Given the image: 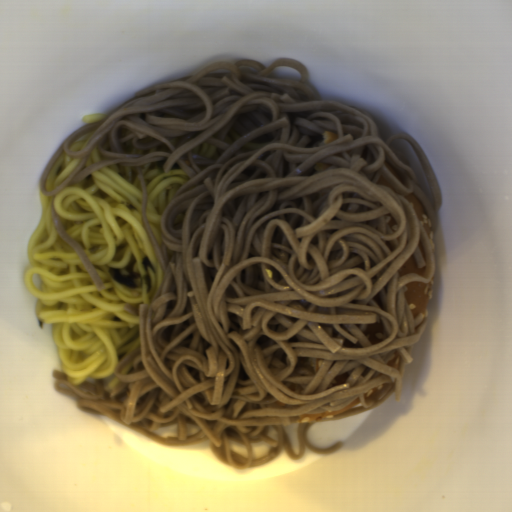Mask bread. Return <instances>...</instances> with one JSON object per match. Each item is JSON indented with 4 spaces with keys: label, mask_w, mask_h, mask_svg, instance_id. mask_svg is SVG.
<instances>
[{
    "label": "bread",
    "mask_w": 512,
    "mask_h": 512,
    "mask_svg": "<svg viewBox=\"0 0 512 512\" xmlns=\"http://www.w3.org/2000/svg\"><path fill=\"white\" fill-rule=\"evenodd\" d=\"M406 285L407 289L403 295L413 318L419 314L426 317L431 298L432 279L428 283L412 281Z\"/></svg>",
    "instance_id": "8d2b1439"
},
{
    "label": "bread",
    "mask_w": 512,
    "mask_h": 512,
    "mask_svg": "<svg viewBox=\"0 0 512 512\" xmlns=\"http://www.w3.org/2000/svg\"><path fill=\"white\" fill-rule=\"evenodd\" d=\"M413 207L420 223L422 224L423 228L425 229L427 235H428V239H429V243H430V247H431V250H432V254L434 256V248H435V231L432 227V223H431V220H430V216L423 204V202L418 199L413 192H410L408 194L405 195L404 197Z\"/></svg>",
    "instance_id": "cb027b5d"
},
{
    "label": "bread",
    "mask_w": 512,
    "mask_h": 512,
    "mask_svg": "<svg viewBox=\"0 0 512 512\" xmlns=\"http://www.w3.org/2000/svg\"><path fill=\"white\" fill-rule=\"evenodd\" d=\"M361 405L359 396L354 399L348 406L343 408L342 410L337 411H325L317 414H304L301 415L295 423H308V422H314L317 420H322L326 418L336 417L341 414H344L346 412L352 411L354 409L359 408Z\"/></svg>",
    "instance_id": "b6be36c0"
},
{
    "label": "bread",
    "mask_w": 512,
    "mask_h": 512,
    "mask_svg": "<svg viewBox=\"0 0 512 512\" xmlns=\"http://www.w3.org/2000/svg\"><path fill=\"white\" fill-rule=\"evenodd\" d=\"M364 335L370 344H377L388 337V332L381 321H375L366 325Z\"/></svg>",
    "instance_id": "2504dc21"
},
{
    "label": "bread",
    "mask_w": 512,
    "mask_h": 512,
    "mask_svg": "<svg viewBox=\"0 0 512 512\" xmlns=\"http://www.w3.org/2000/svg\"><path fill=\"white\" fill-rule=\"evenodd\" d=\"M426 269H427L426 266L419 267L418 262L412 253L408 257L405 264L398 269L397 275L399 278V277H402V276H405V275H408L411 273H416L422 277V276H424Z\"/></svg>",
    "instance_id": "c6332bfd"
},
{
    "label": "bread",
    "mask_w": 512,
    "mask_h": 512,
    "mask_svg": "<svg viewBox=\"0 0 512 512\" xmlns=\"http://www.w3.org/2000/svg\"><path fill=\"white\" fill-rule=\"evenodd\" d=\"M325 359H319L314 357H305L304 363L301 367L307 368L313 374H316L319 368L324 363Z\"/></svg>",
    "instance_id": "23157a8e"
},
{
    "label": "bread",
    "mask_w": 512,
    "mask_h": 512,
    "mask_svg": "<svg viewBox=\"0 0 512 512\" xmlns=\"http://www.w3.org/2000/svg\"><path fill=\"white\" fill-rule=\"evenodd\" d=\"M351 373H352V369L349 371H346L340 375H335L332 382L330 383V385L328 387V390L332 389L334 387L340 386L342 384H345L346 381L348 380L349 376L351 375Z\"/></svg>",
    "instance_id": "bc739cc2"
},
{
    "label": "bread",
    "mask_w": 512,
    "mask_h": 512,
    "mask_svg": "<svg viewBox=\"0 0 512 512\" xmlns=\"http://www.w3.org/2000/svg\"><path fill=\"white\" fill-rule=\"evenodd\" d=\"M386 168L388 169V171L390 172V174L396 179L398 180L403 186H406V181H405V178L386 160L384 162Z\"/></svg>",
    "instance_id": "060463e7"
},
{
    "label": "bread",
    "mask_w": 512,
    "mask_h": 512,
    "mask_svg": "<svg viewBox=\"0 0 512 512\" xmlns=\"http://www.w3.org/2000/svg\"><path fill=\"white\" fill-rule=\"evenodd\" d=\"M387 386H388V383H382L381 385H379V386H377V387H374V388L370 389V390H369L368 392H366V393H365V395H364L365 400H369L375 392H378V391L384 390Z\"/></svg>",
    "instance_id": "4d368bfe"
},
{
    "label": "bread",
    "mask_w": 512,
    "mask_h": 512,
    "mask_svg": "<svg viewBox=\"0 0 512 512\" xmlns=\"http://www.w3.org/2000/svg\"><path fill=\"white\" fill-rule=\"evenodd\" d=\"M338 139V135H336L335 133H333L332 131H327L325 132V136H324V139H323V144H330L334 141H336Z\"/></svg>",
    "instance_id": "699aed8d"
},
{
    "label": "bread",
    "mask_w": 512,
    "mask_h": 512,
    "mask_svg": "<svg viewBox=\"0 0 512 512\" xmlns=\"http://www.w3.org/2000/svg\"><path fill=\"white\" fill-rule=\"evenodd\" d=\"M376 183H377V185L386 186V187H388L389 189H391L392 191H396V190L394 189V187H393L390 183H388V182H387V181H386V180H385L381 175L379 176V178H378V180H377V182H376Z\"/></svg>",
    "instance_id": "7d1f1f09"
},
{
    "label": "bread",
    "mask_w": 512,
    "mask_h": 512,
    "mask_svg": "<svg viewBox=\"0 0 512 512\" xmlns=\"http://www.w3.org/2000/svg\"><path fill=\"white\" fill-rule=\"evenodd\" d=\"M332 164L330 163H323V162H318L315 166H314V171H320V170H323L325 168H328L330 167Z\"/></svg>",
    "instance_id": "6966f9cf"
}]
</instances>
